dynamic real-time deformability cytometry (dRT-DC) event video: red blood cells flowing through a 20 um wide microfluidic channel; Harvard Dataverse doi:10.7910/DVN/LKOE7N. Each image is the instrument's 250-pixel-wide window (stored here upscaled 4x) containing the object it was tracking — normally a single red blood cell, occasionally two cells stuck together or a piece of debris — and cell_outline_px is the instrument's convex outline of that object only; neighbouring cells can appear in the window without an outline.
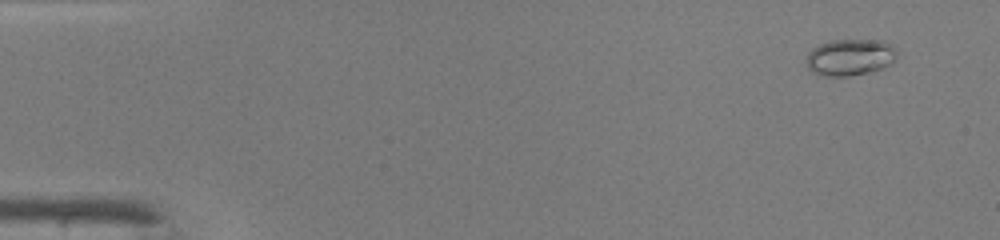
{"species": "common noctule bat (a hibernating species)", "species_latin": "Nyctalus noctula", "temperature_condition": "warm", "stored_images_in_passage": 46, "camera_frame_rate_fps": 3000, "um_per_image_px": 0.085, "animal": {"sex": "male", "body_mass_g": 19.0, "forearm_length_mm": 50.8}, "frame": {"image": 1, "passage_image": 1, "time_ms": 0.0, "image_size_px": [1000, 240], "cell_outline_px": [[896, 56], [892, 64], [884, 68], [868, 72], [848, 76], [820, 76], [812, 72], [804, 64], [804, 60], [808, 52], [812, 48], [820, 44], [832, 40], [884, 40], [892, 44], [896, 48]], "centroid_in_image_um": [72.23, 4.87], "position_along_channel_um": 12.8, "area_um2": 19.77}}
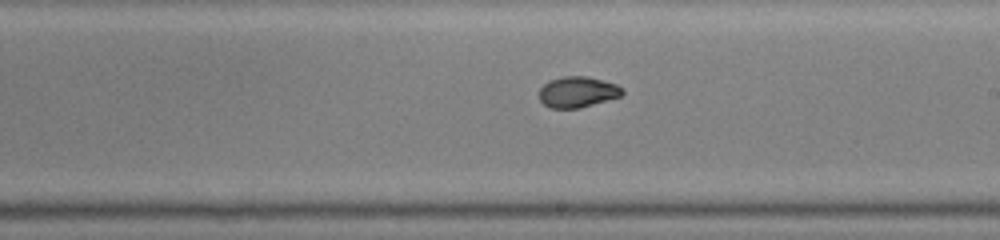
{"frame": {"image": 2, "passage_image": 26, "time_ms": 8.333, "image_size_px": [1000, 240], "cell_outline_px": [[624, 92], [620, 96], [580, 108], [548, 108], [540, 100], [540, 88], [548, 80], [560, 76], [588, 76], [616, 84], [624, 88]], "centroid_in_image_um": [49.08, 7.81], "position_along_channel_um": 239.9, "area_um2": 15.03}}
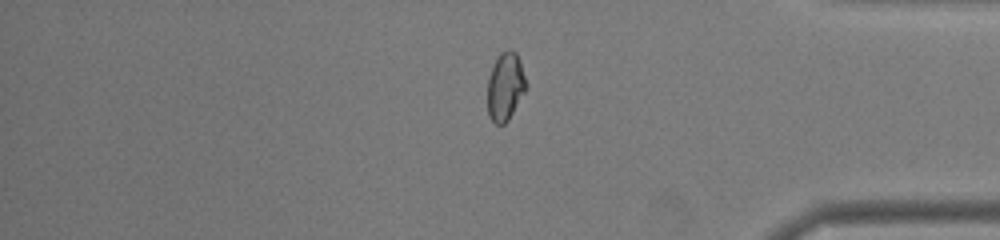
{"frame": {"image": 3, "passage_image": 38, "time_ms": 12.333, "image_size_px": [1000, 240], "cell_outline_px": [[528, 88], [508, 120], [504, 124], [496, 124], [488, 116], [488, 76], [492, 64], [496, 56], [500, 52], [508, 48], [516, 52], [520, 60]], "centroid_in_image_um": [42.95, 7.32], "position_along_channel_um": 392.2, "area_um2": 15.66}, "authors_computed_cell_mechanics": {"area_um2": 15.8083, "velocity_mm_per_s": 4.2986, "shape_relaxation_time_tau1_ms": null, "shape_relaxation_time_tau2_ms": 1.0851, "deformation_change_tau1": null, "deformation_change_tau2": 0.0437}}